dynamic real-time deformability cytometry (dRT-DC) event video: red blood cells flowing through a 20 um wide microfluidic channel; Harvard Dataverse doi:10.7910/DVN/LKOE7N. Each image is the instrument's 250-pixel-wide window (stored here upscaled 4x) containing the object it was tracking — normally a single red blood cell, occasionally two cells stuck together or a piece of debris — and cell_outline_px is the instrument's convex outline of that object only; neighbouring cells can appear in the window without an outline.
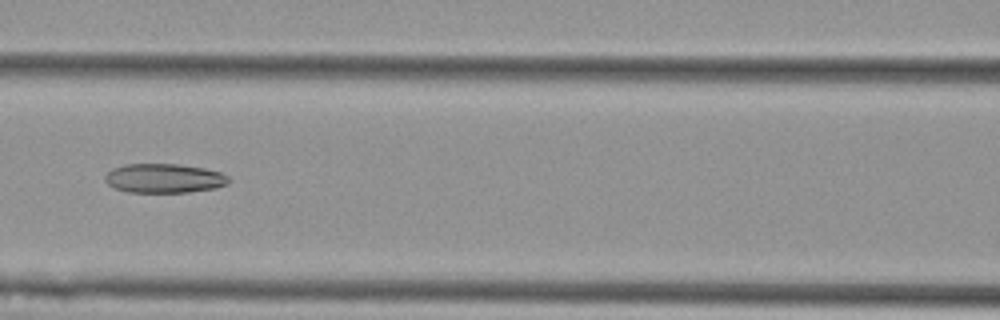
{"species": "Egyptian fruit bat (a non-hibernating species)", "species_latin": "Rousettus aegyptiacus", "temperature_condition": "cold", "stored_images_in_passage": 54, "camera_frame_rate_fps": 3000, "um_per_image_px": 0.085, "animal": {"sex": "female"}, "frame": {"image": 1, "passage_image": 24, "time_ms": 7.667, "image_size_px": [1000, 320], "cell_outline_px": [[232, 180], [228, 184], [216, 188], [188, 192], [128, 192], [116, 188], [108, 184], [104, 180], [104, 176], [112, 168], [124, 164], [180, 164], [204, 168], [220, 172], [228, 176]], "centroid_in_image_um": [13.97, 15.15], "position_along_channel_um": 152.6, "area_um2": 21.21}}